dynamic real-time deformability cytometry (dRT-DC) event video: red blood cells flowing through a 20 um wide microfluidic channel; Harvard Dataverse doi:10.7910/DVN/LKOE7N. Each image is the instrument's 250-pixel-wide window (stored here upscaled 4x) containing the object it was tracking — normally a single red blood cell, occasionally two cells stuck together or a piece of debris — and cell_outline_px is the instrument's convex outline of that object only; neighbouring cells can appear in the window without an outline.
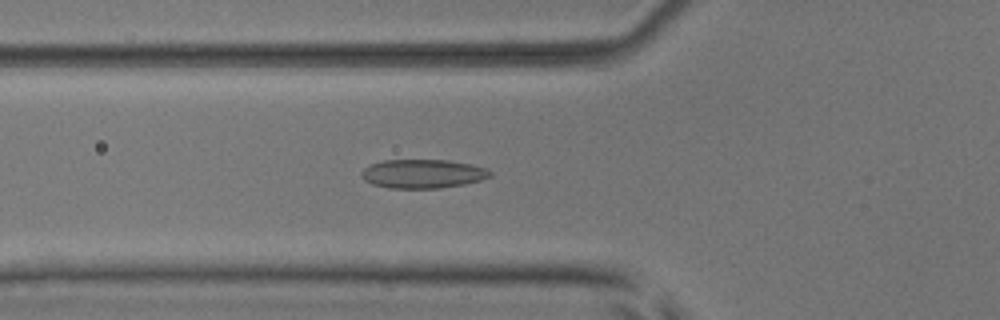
{"species": "common noctule bat (a hibernating species)", "species_latin": "Nyctalus noctula", "temperature_condition": "room temperature", "stored_images_in_passage": 45, "camera_frame_rate_fps": 3000, "um_per_image_px": 0.085, "animal": {"sex": "male", "body_mass_g": 17.9, "forearm_length_mm": 54.2}, "frame": {"image": 1, "passage_image": 12, "time_ms": 3.667, "image_size_px": [1000, 320], "cell_outline_px": [[492, 176], [480, 180], [464, 184], [440, 188], [388, 188], [372, 184], [364, 180], [360, 176], [360, 172], [368, 164], [384, 160], [448, 160], [472, 164], [488, 168], [492, 172]], "centroid_in_image_um": [35.92, 14.76], "position_along_channel_um": 89.9, "area_um2": 21.91}}
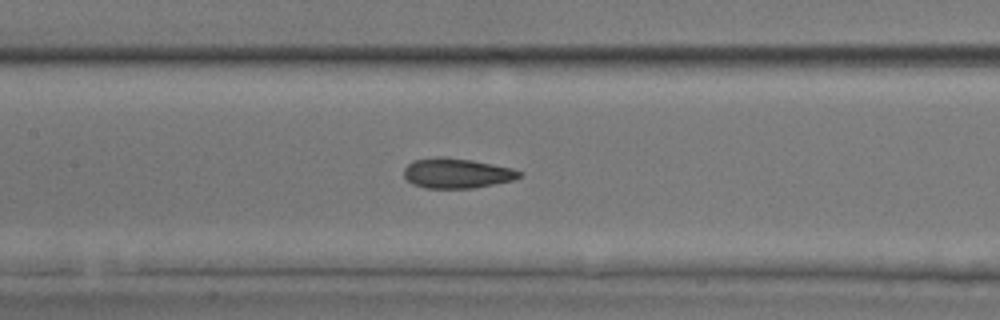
{"frame": {"image": 2, "passage_image": 18, "time_ms": 5.667, "image_size_px": [1000, 320], "cell_outline_px": [[524, 172], [520, 176], [512, 180], [472, 188], [424, 188], [412, 184], [404, 176], [404, 168], [412, 160], [436, 156], [444, 156], [472, 160], [512, 168]], "centroid_in_image_um": [38.79, 14.71], "position_along_channel_um": 168.6, "area_um2": 20.23}}
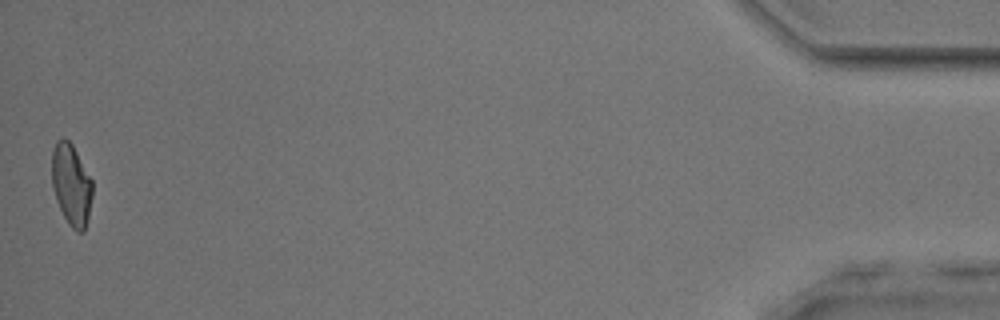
{"frame": {"image": 3, "passage_image": 45, "time_ms": 14.667, "image_size_px": [1000, 320], "cell_outline_px": [[92, 196], [88, 216], [84, 232], [76, 232], [68, 224], [56, 200], [52, 188], [52, 152], [56, 140], [64, 136], [72, 144], [92, 180]], "centroid_in_image_um": [6.05, 15.68], "position_along_channel_um": 429.2, "area_um2": 19.31}, "authors_computed_cell_mechanics": {"area_um2": 19.8254, "velocity_mm_per_s": 3.922, "shape_relaxation_time_tau1_ms": 5.3193, "shape_relaxation_time_tau2_ms": 1.5969, "deformation_change_tau1": 0.1359, "deformation_change_tau2": 0.0829}}